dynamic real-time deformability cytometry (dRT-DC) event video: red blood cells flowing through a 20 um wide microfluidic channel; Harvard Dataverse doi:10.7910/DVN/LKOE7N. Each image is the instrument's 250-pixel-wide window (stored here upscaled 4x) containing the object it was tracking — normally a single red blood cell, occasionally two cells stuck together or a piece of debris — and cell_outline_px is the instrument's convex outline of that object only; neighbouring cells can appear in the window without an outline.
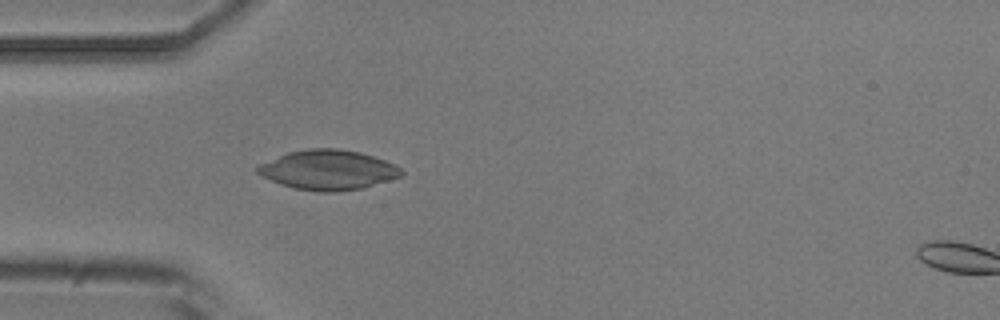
{"species": "common noctule bat (a hibernating species)", "species_latin": "Nyctalus noctula", "temperature_condition": "room temperature", "stored_images_in_passage": 5, "camera_frame_rate_fps": 3000, "um_per_image_px": 0.085, "animal": {"sex": "male", "body_mass_g": 20.5, "forearm_length_mm": 52.5}, "frame": {"image": 1, "passage_image": 4, "time_ms": 4.333, "image_size_px": [1000, 320], "cell_outline_px": [[404, 172], [400, 176], [364, 188], [332, 192], [320, 192], [292, 188], [280, 184], [256, 172], [256, 168], [260, 164], [288, 152], [308, 148], [340, 148], [360, 152], [384, 160], [400, 168]], "centroid_in_image_um": [27.88, 14.44], "position_along_channel_um": 57.1, "area_um2": 33.12}}